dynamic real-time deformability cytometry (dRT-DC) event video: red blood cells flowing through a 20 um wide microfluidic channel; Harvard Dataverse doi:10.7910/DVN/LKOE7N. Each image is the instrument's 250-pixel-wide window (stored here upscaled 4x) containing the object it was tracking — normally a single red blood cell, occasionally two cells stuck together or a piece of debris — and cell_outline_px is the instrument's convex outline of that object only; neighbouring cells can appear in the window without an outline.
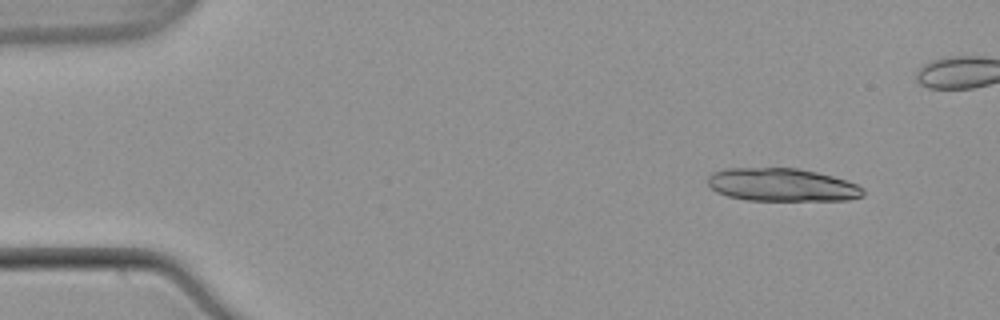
{"species": "common noctule bat (a hibernating species)", "species_latin": "Nyctalus noctula", "temperature_condition": "warm", "stored_images_in_passage": 19, "camera_frame_rate_fps": 3000, "um_per_image_px": 0.085, "animal": {"sex": "male", "body_mass_g": 21.5, "forearm_length_mm": 52.0}, "frame": {"image": 1, "passage_image": 4, "time_ms": 1.0, "image_size_px": [1000, 320], "cell_outline_px": [[864, 196], [848, 200], [748, 200], [728, 196], [716, 192], [708, 184], [708, 176], [712, 172], [724, 168], [796, 168], [816, 172], [832, 176], [856, 184], [864, 188]], "centroid_in_image_um": [66.45, 15.71], "position_along_channel_um": 18.5, "area_um2": 29.88}}